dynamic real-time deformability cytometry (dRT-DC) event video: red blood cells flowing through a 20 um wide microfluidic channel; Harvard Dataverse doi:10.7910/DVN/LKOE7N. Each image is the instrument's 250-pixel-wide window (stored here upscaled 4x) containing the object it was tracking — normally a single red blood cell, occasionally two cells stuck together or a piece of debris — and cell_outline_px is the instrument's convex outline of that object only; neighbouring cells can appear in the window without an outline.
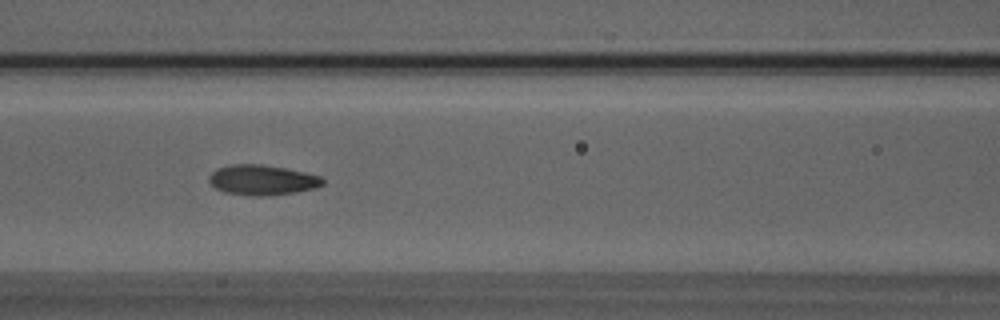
{"species": "Egyptian fruit bat (a non-hibernating species)", "species_latin": "Rousettus aegyptiacus", "temperature_condition": "room temperature", "stored_images_in_passage": 53, "camera_frame_rate_fps": 3000, "um_per_image_px": 0.085, "animal": {"sex": "male"}, "frame": {"image": 1, "passage_image": 22, "time_ms": 7.0, "image_size_px": [1000, 320], "cell_outline_px": [[324, 184], [316, 188], [296, 192], [268, 196], [256, 196], [224, 192], [216, 188], [208, 180], [208, 176], [216, 168], [232, 164], [260, 164], [284, 168], [304, 172], [320, 176], [324, 180]], "centroid_in_image_um": [22.28, 15.3], "position_along_channel_um": 144.3, "area_um2": 20.0}}
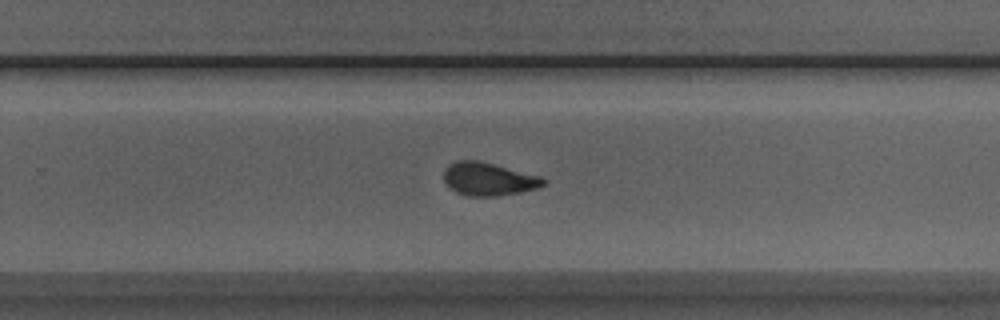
{"frame": {"image": 2, "passage_image": 33, "time_ms": 10.667, "image_size_px": [1000, 320], "cell_outline_px": [[548, 180], [540, 188], [520, 192], [496, 196], [468, 196], [456, 192], [444, 180], [444, 168], [456, 160], [480, 160], [540, 176]], "centroid_in_image_um": [41.55, 15.21], "position_along_channel_um": 288.3, "area_um2": 19.25}}
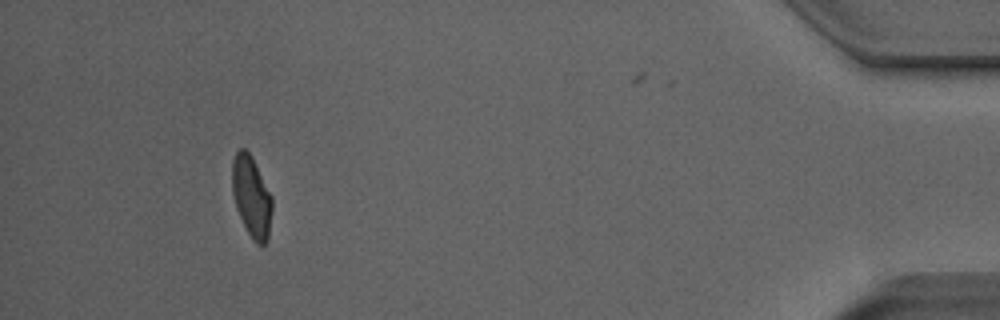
{"frame": {"image": 3, "passage_image": 48, "time_ms": 15.667, "image_size_px": [1000, 320], "cell_outline_px": [[272, 212], [268, 240], [264, 244], [256, 244], [252, 240], [236, 208], [232, 192], [232, 160], [236, 152], [240, 148], [244, 148], [252, 156], [272, 196]], "centroid_in_image_um": [21.38, 16.71], "position_along_channel_um": 413.8, "area_um2": 18.96}, "authors_computed_cell_mechanics": {"area_um2": 19.3052, "velocity_mm_per_s": 3.9395, "shape_relaxation_time_tau1_ms": 4.4809, "shape_relaxation_time_tau2_ms": 1.6763, "deformation_change_tau1": 0.1399, "deformation_change_tau2": 0.074}}